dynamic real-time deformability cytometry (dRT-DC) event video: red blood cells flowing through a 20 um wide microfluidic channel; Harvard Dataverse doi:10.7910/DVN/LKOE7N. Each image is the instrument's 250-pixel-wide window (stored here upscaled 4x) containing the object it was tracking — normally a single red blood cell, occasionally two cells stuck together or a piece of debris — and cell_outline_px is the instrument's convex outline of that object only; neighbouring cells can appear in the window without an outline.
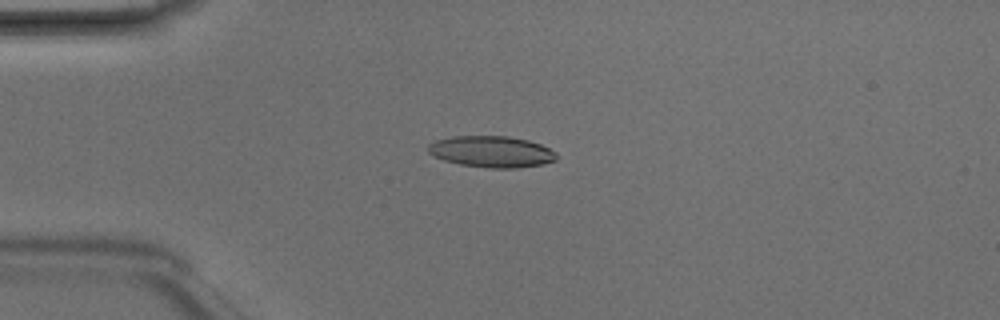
{"species": "Egyptian fruit bat (a non-hibernating species)", "species_latin": "Rousettus aegyptiacus", "temperature_condition": "room temperature", "stored_images_in_passage": 7, "camera_frame_rate_fps": 3000, "um_per_image_px": 0.085, "animal": {"sex": "male"}, "frame": {"image": 1, "passage_image": 4, "time_ms": 1.0, "image_size_px": [1000, 320], "cell_outline_px": [[560, 156], [556, 160], [544, 164], [516, 168], [488, 168], [460, 164], [444, 160], [432, 156], [428, 152], [428, 144], [436, 140], [452, 136], [508, 136], [528, 140], [540, 144], [556, 152]], "centroid_in_image_um": [41.79, 12.89], "position_along_channel_um": 43.2, "area_um2": 23.64}}
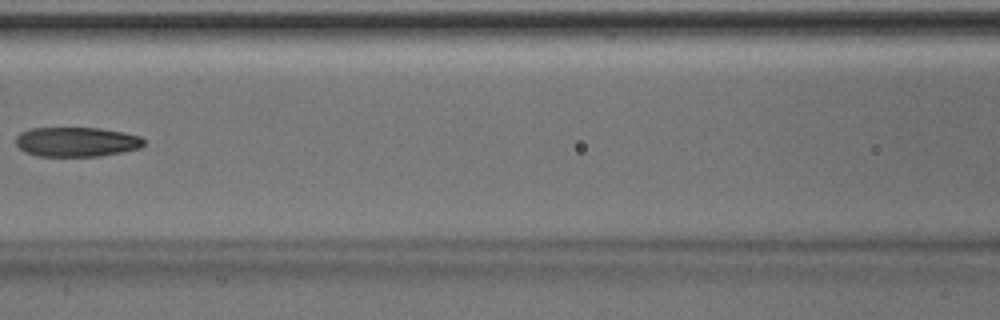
{"frame": {"image": 2, "passage_image": 7, "time_ms": 2.0, "image_size_px": [1000, 320], "cell_outline_px": [[144, 144], [140, 148], [124, 152], [100, 156], [36, 156], [24, 152], [16, 144], [16, 136], [20, 132], [32, 128], [100, 128], [124, 132], [140, 136], [144, 140]], "centroid_in_image_um": [6.51, 12.06], "position_along_channel_um": 160.1, "area_um2": 22.25}}